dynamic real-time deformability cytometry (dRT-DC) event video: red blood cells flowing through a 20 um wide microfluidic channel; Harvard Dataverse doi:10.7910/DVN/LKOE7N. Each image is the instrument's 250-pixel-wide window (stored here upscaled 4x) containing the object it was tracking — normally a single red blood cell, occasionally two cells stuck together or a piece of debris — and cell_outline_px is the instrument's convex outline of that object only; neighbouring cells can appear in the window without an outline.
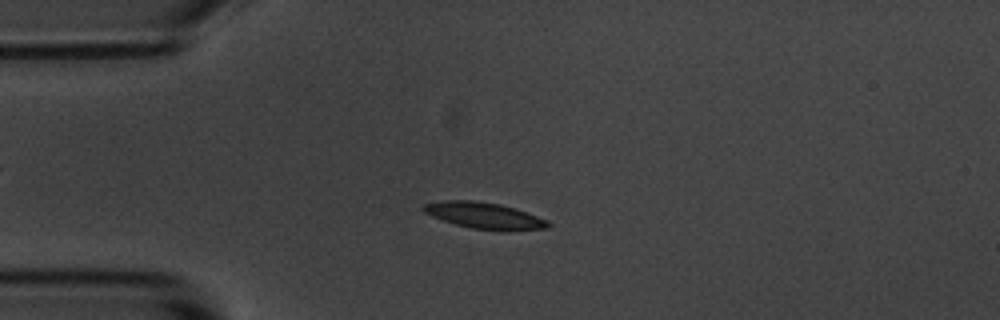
{"species": "common noctule bat (a hibernating species)", "species_latin": "Nyctalus noctula", "temperature_condition": "room temperature", "stored_images_in_passage": 6, "camera_frame_rate_fps": 3000, "um_per_image_px": 0.085, "animal": {"sex": "male", "body_mass_g": 20.1, "forearm_length_mm": 53.5}, "frame": {"image": 1, "passage_image": 3, "time_ms": 2.333, "image_size_px": [1000, 320], "cell_outline_px": [[552, 224], [548, 228], [508, 232], [504, 232], [472, 228], [456, 224], [432, 216], [424, 212], [420, 208], [424, 204], [444, 200], [476, 200], [500, 204], [548, 220]], "centroid_in_image_um": [41.19, 18.34], "position_along_channel_um": 43.8, "area_um2": 19.25}}
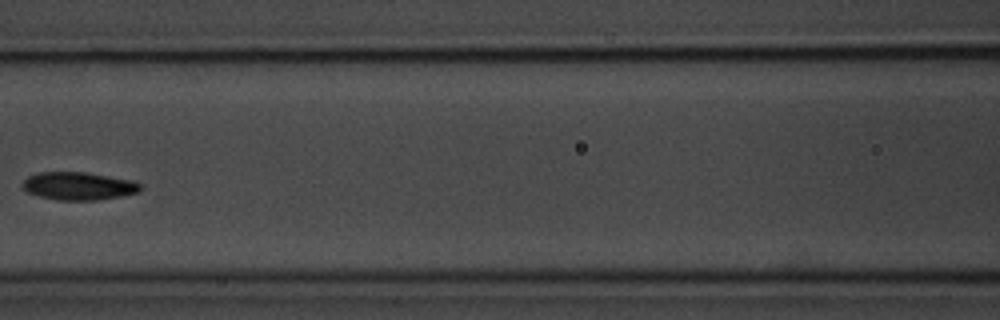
{"frame": {"image": 2, "passage_image": 6, "time_ms": 6.0, "image_size_px": [1000, 320], "cell_outline_px": [[144, 188], [140, 192], [120, 196], [96, 200], [56, 200], [40, 196], [28, 192], [20, 184], [28, 176], [36, 172], [88, 172], [132, 180], [140, 184]], "centroid_in_image_um": [6.69, 15.8], "position_along_channel_um": 159.9, "area_um2": 19.31}}